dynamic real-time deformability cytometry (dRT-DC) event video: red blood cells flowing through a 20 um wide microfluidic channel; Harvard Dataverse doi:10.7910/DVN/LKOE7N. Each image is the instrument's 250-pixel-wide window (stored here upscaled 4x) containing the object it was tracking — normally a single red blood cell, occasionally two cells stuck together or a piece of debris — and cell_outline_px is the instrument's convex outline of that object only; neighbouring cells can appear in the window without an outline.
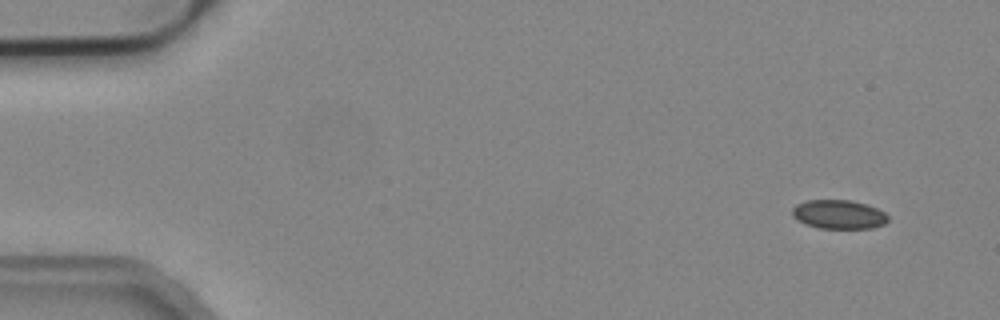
{"species": "common noctule bat (a hibernating species)", "species_latin": "Nyctalus noctula", "temperature_condition": "cold", "stored_images_in_passage": 50, "camera_frame_rate_fps": 3000, "um_per_image_px": 0.085, "animal": {"sex": "male", "body_mass_g": 19.2, "forearm_length_mm": 51.8}, "frame": {"image": 1, "passage_image": 1, "time_ms": 0.0, "image_size_px": [1000, 320], "cell_outline_px": [[888, 220], [884, 224], [872, 228], [820, 228], [804, 224], [796, 220], [792, 216], [792, 208], [796, 204], [808, 200], [848, 200], [864, 204], [876, 208], [884, 212], [888, 216]], "centroid_in_image_um": [71.25, 18.23], "position_along_channel_um": 13.7, "area_um2": 16.13}}
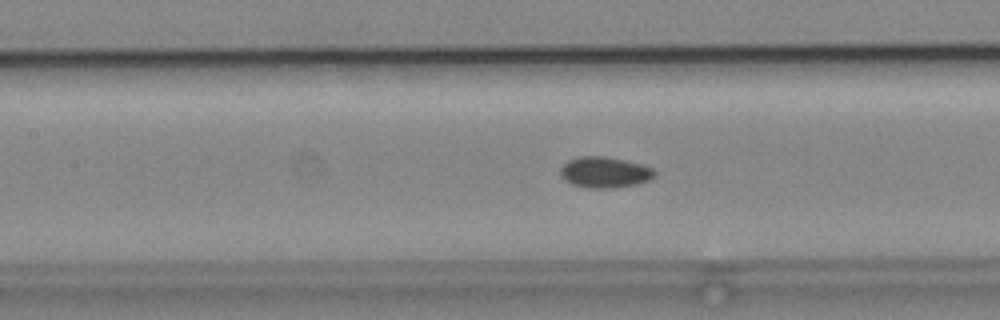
{"frame": {"image": 2, "passage_image": 21, "time_ms": 6.667, "image_size_px": [1000, 320], "cell_outline_px": [[656, 176], [648, 180], [636, 184], [612, 188], [584, 188], [572, 184], [564, 180], [560, 176], [560, 168], [568, 160], [580, 156], [604, 156], [644, 164], [652, 168], [656, 172]], "centroid_in_image_um": [51.39, 14.64], "position_along_channel_um": 156.0, "area_um2": 17.17}}
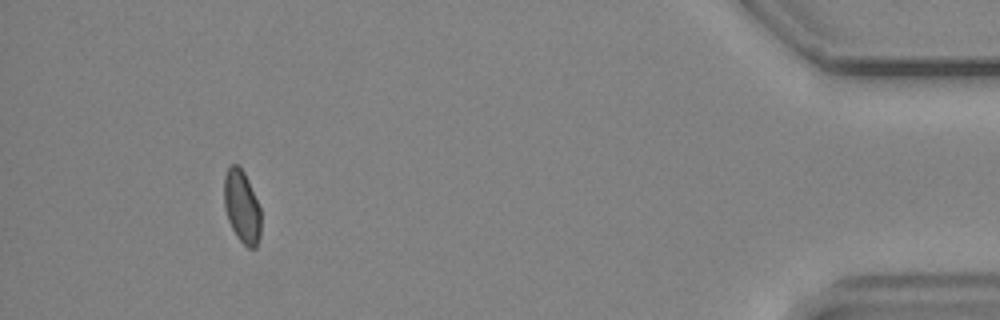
{"frame": {"image": 3, "passage_image": 46, "time_ms": 15.0, "image_size_px": [1000, 320], "cell_outline_px": [[260, 236], [256, 248], [248, 248], [236, 236], [228, 220], [224, 208], [224, 176], [228, 168], [232, 164], [236, 164], [244, 172], [248, 180], [260, 208]], "centroid_in_image_um": [20.55, 17.58], "position_along_channel_um": 414.7, "area_um2": 15.55}, "authors_computed_cell_mechanics": {"area_um2": 16.5019, "velocity_mm_per_s": 3.907, "shape_relaxation_time_tau1_ms": null, "shape_relaxation_time_tau2_ms": 9.1974, "deformation_change_tau1": null, "deformation_change_tau2": 0.0868}}